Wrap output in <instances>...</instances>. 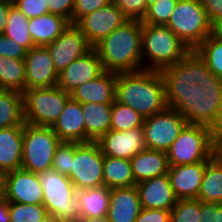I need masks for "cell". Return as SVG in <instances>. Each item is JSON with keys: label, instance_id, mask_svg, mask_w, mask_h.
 Here are the masks:
<instances>
[{"label": "cell", "instance_id": "8", "mask_svg": "<svg viewBox=\"0 0 222 222\" xmlns=\"http://www.w3.org/2000/svg\"><path fill=\"white\" fill-rule=\"evenodd\" d=\"M24 121L52 127L62 113L70 94L60 87L32 88L22 92Z\"/></svg>", "mask_w": 222, "mask_h": 222}, {"label": "cell", "instance_id": "10", "mask_svg": "<svg viewBox=\"0 0 222 222\" xmlns=\"http://www.w3.org/2000/svg\"><path fill=\"white\" fill-rule=\"evenodd\" d=\"M103 163L104 155L96 142H74V157L68 177L76 190L103 186Z\"/></svg>", "mask_w": 222, "mask_h": 222}, {"label": "cell", "instance_id": "1", "mask_svg": "<svg viewBox=\"0 0 222 222\" xmlns=\"http://www.w3.org/2000/svg\"><path fill=\"white\" fill-rule=\"evenodd\" d=\"M167 106L178 110L187 124H200L214 131L222 128V82L193 84L192 51L162 70Z\"/></svg>", "mask_w": 222, "mask_h": 222}, {"label": "cell", "instance_id": "44", "mask_svg": "<svg viewBox=\"0 0 222 222\" xmlns=\"http://www.w3.org/2000/svg\"><path fill=\"white\" fill-rule=\"evenodd\" d=\"M75 0H47L49 13L60 15L72 24Z\"/></svg>", "mask_w": 222, "mask_h": 222}, {"label": "cell", "instance_id": "57", "mask_svg": "<svg viewBox=\"0 0 222 222\" xmlns=\"http://www.w3.org/2000/svg\"><path fill=\"white\" fill-rule=\"evenodd\" d=\"M4 1H7V2L12 3V4H15L18 0H4Z\"/></svg>", "mask_w": 222, "mask_h": 222}, {"label": "cell", "instance_id": "9", "mask_svg": "<svg viewBox=\"0 0 222 222\" xmlns=\"http://www.w3.org/2000/svg\"><path fill=\"white\" fill-rule=\"evenodd\" d=\"M60 142L52 127L25 123L21 168L35 174L52 169L54 153Z\"/></svg>", "mask_w": 222, "mask_h": 222}, {"label": "cell", "instance_id": "20", "mask_svg": "<svg viewBox=\"0 0 222 222\" xmlns=\"http://www.w3.org/2000/svg\"><path fill=\"white\" fill-rule=\"evenodd\" d=\"M116 80L117 73L103 71L97 78L78 86L70 97L81 104H112L116 96Z\"/></svg>", "mask_w": 222, "mask_h": 222}, {"label": "cell", "instance_id": "23", "mask_svg": "<svg viewBox=\"0 0 222 222\" xmlns=\"http://www.w3.org/2000/svg\"><path fill=\"white\" fill-rule=\"evenodd\" d=\"M24 126L0 129V173L15 171L22 166Z\"/></svg>", "mask_w": 222, "mask_h": 222}, {"label": "cell", "instance_id": "17", "mask_svg": "<svg viewBox=\"0 0 222 222\" xmlns=\"http://www.w3.org/2000/svg\"><path fill=\"white\" fill-rule=\"evenodd\" d=\"M103 71L98 53L92 48L58 74L57 86L70 94L78 86L97 78Z\"/></svg>", "mask_w": 222, "mask_h": 222}, {"label": "cell", "instance_id": "42", "mask_svg": "<svg viewBox=\"0 0 222 222\" xmlns=\"http://www.w3.org/2000/svg\"><path fill=\"white\" fill-rule=\"evenodd\" d=\"M28 19L49 13L47 0H18L14 4Z\"/></svg>", "mask_w": 222, "mask_h": 222}, {"label": "cell", "instance_id": "56", "mask_svg": "<svg viewBox=\"0 0 222 222\" xmlns=\"http://www.w3.org/2000/svg\"><path fill=\"white\" fill-rule=\"evenodd\" d=\"M57 222H82L81 219L76 220H65V221H57Z\"/></svg>", "mask_w": 222, "mask_h": 222}, {"label": "cell", "instance_id": "15", "mask_svg": "<svg viewBox=\"0 0 222 222\" xmlns=\"http://www.w3.org/2000/svg\"><path fill=\"white\" fill-rule=\"evenodd\" d=\"M96 143L103 155L128 160L146 149L143 127L126 131L110 129Z\"/></svg>", "mask_w": 222, "mask_h": 222}, {"label": "cell", "instance_id": "32", "mask_svg": "<svg viewBox=\"0 0 222 222\" xmlns=\"http://www.w3.org/2000/svg\"><path fill=\"white\" fill-rule=\"evenodd\" d=\"M29 19L15 6L10 8L4 35L27 51L35 47L29 32Z\"/></svg>", "mask_w": 222, "mask_h": 222}, {"label": "cell", "instance_id": "43", "mask_svg": "<svg viewBox=\"0 0 222 222\" xmlns=\"http://www.w3.org/2000/svg\"><path fill=\"white\" fill-rule=\"evenodd\" d=\"M27 50L20 46L17 42L7 38L4 34H0V56L12 59H24Z\"/></svg>", "mask_w": 222, "mask_h": 222}, {"label": "cell", "instance_id": "58", "mask_svg": "<svg viewBox=\"0 0 222 222\" xmlns=\"http://www.w3.org/2000/svg\"><path fill=\"white\" fill-rule=\"evenodd\" d=\"M46 222H57V221L52 218H49Z\"/></svg>", "mask_w": 222, "mask_h": 222}, {"label": "cell", "instance_id": "48", "mask_svg": "<svg viewBox=\"0 0 222 222\" xmlns=\"http://www.w3.org/2000/svg\"><path fill=\"white\" fill-rule=\"evenodd\" d=\"M14 4L0 0V34H4L10 8Z\"/></svg>", "mask_w": 222, "mask_h": 222}, {"label": "cell", "instance_id": "4", "mask_svg": "<svg viewBox=\"0 0 222 222\" xmlns=\"http://www.w3.org/2000/svg\"><path fill=\"white\" fill-rule=\"evenodd\" d=\"M141 44L143 70L161 72L183 59L191 51L171 29L164 25L142 23Z\"/></svg>", "mask_w": 222, "mask_h": 222}, {"label": "cell", "instance_id": "11", "mask_svg": "<svg viewBox=\"0 0 222 222\" xmlns=\"http://www.w3.org/2000/svg\"><path fill=\"white\" fill-rule=\"evenodd\" d=\"M186 124L184 116L178 110L169 107L144 118L142 127L146 148L167 152Z\"/></svg>", "mask_w": 222, "mask_h": 222}, {"label": "cell", "instance_id": "16", "mask_svg": "<svg viewBox=\"0 0 222 222\" xmlns=\"http://www.w3.org/2000/svg\"><path fill=\"white\" fill-rule=\"evenodd\" d=\"M25 90L53 87L58 84V72L46 47L35 46L27 51Z\"/></svg>", "mask_w": 222, "mask_h": 222}, {"label": "cell", "instance_id": "39", "mask_svg": "<svg viewBox=\"0 0 222 222\" xmlns=\"http://www.w3.org/2000/svg\"><path fill=\"white\" fill-rule=\"evenodd\" d=\"M192 77L193 84L203 86L208 82H222V79L215 76L208 68L207 63L198 55V53L192 51Z\"/></svg>", "mask_w": 222, "mask_h": 222}, {"label": "cell", "instance_id": "53", "mask_svg": "<svg viewBox=\"0 0 222 222\" xmlns=\"http://www.w3.org/2000/svg\"><path fill=\"white\" fill-rule=\"evenodd\" d=\"M217 222H222V203H219V209L217 210Z\"/></svg>", "mask_w": 222, "mask_h": 222}, {"label": "cell", "instance_id": "54", "mask_svg": "<svg viewBox=\"0 0 222 222\" xmlns=\"http://www.w3.org/2000/svg\"><path fill=\"white\" fill-rule=\"evenodd\" d=\"M3 175L0 173V197L2 196Z\"/></svg>", "mask_w": 222, "mask_h": 222}, {"label": "cell", "instance_id": "26", "mask_svg": "<svg viewBox=\"0 0 222 222\" xmlns=\"http://www.w3.org/2000/svg\"><path fill=\"white\" fill-rule=\"evenodd\" d=\"M82 105L86 142H96L110 130L112 104L85 103Z\"/></svg>", "mask_w": 222, "mask_h": 222}, {"label": "cell", "instance_id": "34", "mask_svg": "<svg viewBox=\"0 0 222 222\" xmlns=\"http://www.w3.org/2000/svg\"><path fill=\"white\" fill-rule=\"evenodd\" d=\"M209 70L222 79V41L212 33L195 49Z\"/></svg>", "mask_w": 222, "mask_h": 222}, {"label": "cell", "instance_id": "2", "mask_svg": "<svg viewBox=\"0 0 222 222\" xmlns=\"http://www.w3.org/2000/svg\"><path fill=\"white\" fill-rule=\"evenodd\" d=\"M142 22L128 20L93 48L97 51L104 71L137 72L142 66Z\"/></svg>", "mask_w": 222, "mask_h": 222}, {"label": "cell", "instance_id": "36", "mask_svg": "<svg viewBox=\"0 0 222 222\" xmlns=\"http://www.w3.org/2000/svg\"><path fill=\"white\" fill-rule=\"evenodd\" d=\"M177 2L178 0H157L148 7L141 22L150 25L166 26Z\"/></svg>", "mask_w": 222, "mask_h": 222}, {"label": "cell", "instance_id": "35", "mask_svg": "<svg viewBox=\"0 0 222 222\" xmlns=\"http://www.w3.org/2000/svg\"><path fill=\"white\" fill-rule=\"evenodd\" d=\"M11 222H46L50 217L43 204L10 202Z\"/></svg>", "mask_w": 222, "mask_h": 222}, {"label": "cell", "instance_id": "21", "mask_svg": "<svg viewBox=\"0 0 222 222\" xmlns=\"http://www.w3.org/2000/svg\"><path fill=\"white\" fill-rule=\"evenodd\" d=\"M52 129L61 141L86 143L81 103L70 98Z\"/></svg>", "mask_w": 222, "mask_h": 222}, {"label": "cell", "instance_id": "31", "mask_svg": "<svg viewBox=\"0 0 222 222\" xmlns=\"http://www.w3.org/2000/svg\"><path fill=\"white\" fill-rule=\"evenodd\" d=\"M26 66L24 59L0 56V89L25 90Z\"/></svg>", "mask_w": 222, "mask_h": 222}, {"label": "cell", "instance_id": "46", "mask_svg": "<svg viewBox=\"0 0 222 222\" xmlns=\"http://www.w3.org/2000/svg\"><path fill=\"white\" fill-rule=\"evenodd\" d=\"M213 26L222 19V0H200Z\"/></svg>", "mask_w": 222, "mask_h": 222}, {"label": "cell", "instance_id": "41", "mask_svg": "<svg viewBox=\"0 0 222 222\" xmlns=\"http://www.w3.org/2000/svg\"><path fill=\"white\" fill-rule=\"evenodd\" d=\"M111 2L112 0H75L72 24H76L82 17L108 5Z\"/></svg>", "mask_w": 222, "mask_h": 222}, {"label": "cell", "instance_id": "33", "mask_svg": "<svg viewBox=\"0 0 222 222\" xmlns=\"http://www.w3.org/2000/svg\"><path fill=\"white\" fill-rule=\"evenodd\" d=\"M144 118L139 112L128 107L116 99L112 103L110 129L126 131L143 126Z\"/></svg>", "mask_w": 222, "mask_h": 222}, {"label": "cell", "instance_id": "24", "mask_svg": "<svg viewBox=\"0 0 222 222\" xmlns=\"http://www.w3.org/2000/svg\"><path fill=\"white\" fill-rule=\"evenodd\" d=\"M130 162L135 184L163 176L168 173L170 167L166 152L147 148L137 153Z\"/></svg>", "mask_w": 222, "mask_h": 222}, {"label": "cell", "instance_id": "7", "mask_svg": "<svg viewBox=\"0 0 222 222\" xmlns=\"http://www.w3.org/2000/svg\"><path fill=\"white\" fill-rule=\"evenodd\" d=\"M166 26L191 51L212 33V25L200 0H178Z\"/></svg>", "mask_w": 222, "mask_h": 222}, {"label": "cell", "instance_id": "19", "mask_svg": "<svg viewBox=\"0 0 222 222\" xmlns=\"http://www.w3.org/2000/svg\"><path fill=\"white\" fill-rule=\"evenodd\" d=\"M207 162L169 167L167 174L178 200L198 197Z\"/></svg>", "mask_w": 222, "mask_h": 222}, {"label": "cell", "instance_id": "45", "mask_svg": "<svg viewBox=\"0 0 222 222\" xmlns=\"http://www.w3.org/2000/svg\"><path fill=\"white\" fill-rule=\"evenodd\" d=\"M171 211L163 209H141L136 222H170Z\"/></svg>", "mask_w": 222, "mask_h": 222}, {"label": "cell", "instance_id": "30", "mask_svg": "<svg viewBox=\"0 0 222 222\" xmlns=\"http://www.w3.org/2000/svg\"><path fill=\"white\" fill-rule=\"evenodd\" d=\"M197 199L203 202L222 203V163L215 156L206 163Z\"/></svg>", "mask_w": 222, "mask_h": 222}, {"label": "cell", "instance_id": "14", "mask_svg": "<svg viewBox=\"0 0 222 222\" xmlns=\"http://www.w3.org/2000/svg\"><path fill=\"white\" fill-rule=\"evenodd\" d=\"M45 47L58 73L93 48L75 24H70L55 41Z\"/></svg>", "mask_w": 222, "mask_h": 222}, {"label": "cell", "instance_id": "25", "mask_svg": "<svg viewBox=\"0 0 222 222\" xmlns=\"http://www.w3.org/2000/svg\"><path fill=\"white\" fill-rule=\"evenodd\" d=\"M70 25L64 17L52 13L29 19V32L35 46L45 47L55 41Z\"/></svg>", "mask_w": 222, "mask_h": 222}, {"label": "cell", "instance_id": "52", "mask_svg": "<svg viewBox=\"0 0 222 222\" xmlns=\"http://www.w3.org/2000/svg\"><path fill=\"white\" fill-rule=\"evenodd\" d=\"M82 222H110L107 215L101 216V217H86L81 218Z\"/></svg>", "mask_w": 222, "mask_h": 222}, {"label": "cell", "instance_id": "29", "mask_svg": "<svg viewBox=\"0 0 222 222\" xmlns=\"http://www.w3.org/2000/svg\"><path fill=\"white\" fill-rule=\"evenodd\" d=\"M24 124L23 94L16 90L0 89V129Z\"/></svg>", "mask_w": 222, "mask_h": 222}, {"label": "cell", "instance_id": "6", "mask_svg": "<svg viewBox=\"0 0 222 222\" xmlns=\"http://www.w3.org/2000/svg\"><path fill=\"white\" fill-rule=\"evenodd\" d=\"M215 131L205 125L186 124L168 149L170 166L209 161L214 156Z\"/></svg>", "mask_w": 222, "mask_h": 222}, {"label": "cell", "instance_id": "38", "mask_svg": "<svg viewBox=\"0 0 222 222\" xmlns=\"http://www.w3.org/2000/svg\"><path fill=\"white\" fill-rule=\"evenodd\" d=\"M73 157L74 142L61 141L54 153L52 169L68 177L71 172Z\"/></svg>", "mask_w": 222, "mask_h": 222}, {"label": "cell", "instance_id": "12", "mask_svg": "<svg viewBox=\"0 0 222 222\" xmlns=\"http://www.w3.org/2000/svg\"><path fill=\"white\" fill-rule=\"evenodd\" d=\"M128 20L112 1L108 5L82 17L75 25L86 37L88 43L94 47Z\"/></svg>", "mask_w": 222, "mask_h": 222}, {"label": "cell", "instance_id": "50", "mask_svg": "<svg viewBox=\"0 0 222 222\" xmlns=\"http://www.w3.org/2000/svg\"><path fill=\"white\" fill-rule=\"evenodd\" d=\"M214 156L222 163V128L215 131Z\"/></svg>", "mask_w": 222, "mask_h": 222}, {"label": "cell", "instance_id": "5", "mask_svg": "<svg viewBox=\"0 0 222 222\" xmlns=\"http://www.w3.org/2000/svg\"><path fill=\"white\" fill-rule=\"evenodd\" d=\"M38 175L43 189V205L49 217L56 221L81 219L76 188L70 178L54 169Z\"/></svg>", "mask_w": 222, "mask_h": 222}, {"label": "cell", "instance_id": "28", "mask_svg": "<svg viewBox=\"0 0 222 222\" xmlns=\"http://www.w3.org/2000/svg\"><path fill=\"white\" fill-rule=\"evenodd\" d=\"M103 178L104 186L109 189L136 185L128 159L104 155Z\"/></svg>", "mask_w": 222, "mask_h": 222}, {"label": "cell", "instance_id": "27", "mask_svg": "<svg viewBox=\"0 0 222 222\" xmlns=\"http://www.w3.org/2000/svg\"><path fill=\"white\" fill-rule=\"evenodd\" d=\"M111 189L106 186L76 190L81 218L101 217L108 214Z\"/></svg>", "mask_w": 222, "mask_h": 222}, {"label": "cell", "instance_id": "13", "mask_svg": "<svg viewBox=\"0 0 222 222\" xmlns=\"http://www.w3.org/2000/svg\"><path fill=\"white\" fill-rule=\"evenodd\" d=\"M2 195L10 202L43 204L39 175L23 168L3 175Z\"/></svg>", "mask_w": 222, "mask_h": 222}, {"label": "cell", "instance_id": "3", "mask_svg": "<svg viewBox=\"0 0 222 222\" xmlns=\"http://www.w3.org/2000/svg\"><path fill=\"white\" fill-rule=\"evenodd\" d=\"M115 99L139 112L143 118L160 113L168 107L160 71L117 73Z\"/></svg>", "mask_w": 222, "mask_h": 222}, {"label": "cell", "instance_id": "22", "mask_svg": "<svg viewBox=\"0 0 222 222\" xmlns=\"http://www.w3.org/2000/svg\"><path fill=\"white\" fill-rule=\"evenodd\" d=\"M141 209L136 185L111 189L107 214L110 222H136Z\"/></svg>", "mask_w": 222, "mask_h": 222}, {"label": "cell", "instance_id": "49", "mask_svg": "<svg viewBox=\"0 0 222 222\" xmlns=\"http://www.w3.org/2000/svg\"><path fill=\"white\" fill-rule=\"evenodd\" d=\"M9 211L10 201L2 195L0 197V222H11Z\"/></svg>", "mask_w": 222, "mask_h": 222}, {"label": "cell", "instance_id": "40", "mask_svg": "<svg viewBox=\"0 0 222 222\" xmlns=\"http://www.w3.org/2000/svg\"><path fill=\"white\" fill-rule=\"evenodd\" d=\"M129 20L142 21L147 12L145 0H112Z\"/></svg>", "mask_w": 222, "mask_h": 222}, {"label": "cell", "instance_id": "47", "mask_svg": "<svg viewBox=\"0 0 222 222\" xmlns=\"http://www.w3.org/2000/svg\"><path fill=\"white\" fill-rule=\"evenodd\" d=\"M219 203L200 201V222H217Z\"/></svg>", "mask_w": 222, "mask_h": 222}, {"label": "cell", "instance_id": "18", "mask_svg": "<svg viewBox=\"0 0 222 222\" xmlns=\"http://www.w3.org/2000/svg\"><path fill=\"white\" fill-rule=\"evenodd\" d=\"M136 187L142 209L171 210L178 201L168 174L144 180Z\"/></svg>", "mask_w": 222, "mask_h": 222}, {"label": "cell", "instance_id": "37", "mask_svg": "<svg viewBox=\"0 0 222 222\" xmlns=\"http://www.w3.org/2000/svg\"><path fill=\"white\" fill-rule=\"evenodd\" d=\"M171 211L170 222H200V200L180 199Z\"/></svg>", "mask_w": 222, "mask_h": 222}, {"label": "cell", "instance_id": "55", "mask_svg": "<svg viewBox=\"0 0 222 222\" xmlns=\"http://www.w3.org/2000/svg\"><path fill=\"white\" fill-rule=\"evenodd\" d=\"M146 1V5H147V8L149 6H151L153 3H155L157 0H145Z\"/></svg>", "mask_w": 222, "mask_h": 222}, {"label": "cell", "instance_id": "51", "mask_svg": "<svg viewBox=\"0 0 222 222\" xmlns=\"http://www.w3.org/2000/svg\"><path fill=\"white\" fill-rule=\"evenodd\" d=\"M212 34L222 41V19L212 26Z\"/></svg>", "mask_w": 222, "mask_h": 222}]
</instances>
